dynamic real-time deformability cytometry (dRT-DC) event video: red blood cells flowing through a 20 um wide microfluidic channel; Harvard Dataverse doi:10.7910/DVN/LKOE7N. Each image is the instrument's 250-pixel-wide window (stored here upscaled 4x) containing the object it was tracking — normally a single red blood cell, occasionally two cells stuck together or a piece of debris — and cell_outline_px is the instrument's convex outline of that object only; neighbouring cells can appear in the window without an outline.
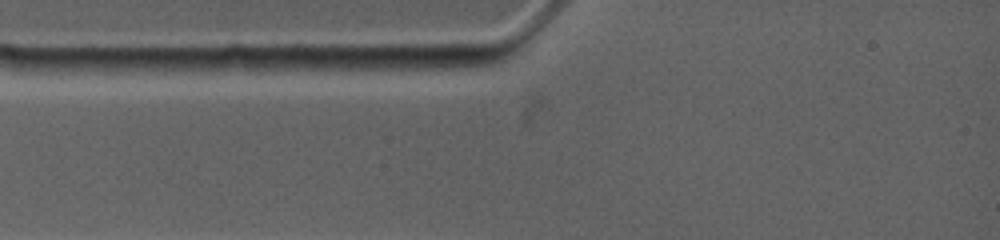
{"species": "common noctule bat (a hibernating species)", "species_latin": "Nyctalus noctula", "temperature_condition": "warm", "stored_images_in_passage": 1, "camera_frame_rate_fps": 4500, "um_per_image_px": 0.085, "animal": {"sex": "female", "body_mass_g": 19.0, "forearm_length_mm": 53.3}, "frame": {"image": 1, "passage_image": 1, "time_ms": 0.0, "image_size_px": [1000, 240], "cell_outline_px": [[256, 68], [220, 76], [140, 76], [116, 68], [116, 60], [228, 56], [244, 56]], "centroid_in_image_um": [15.82, 5.63], "position_along_channel_um": 69.2, "area_um2": 16.36}}